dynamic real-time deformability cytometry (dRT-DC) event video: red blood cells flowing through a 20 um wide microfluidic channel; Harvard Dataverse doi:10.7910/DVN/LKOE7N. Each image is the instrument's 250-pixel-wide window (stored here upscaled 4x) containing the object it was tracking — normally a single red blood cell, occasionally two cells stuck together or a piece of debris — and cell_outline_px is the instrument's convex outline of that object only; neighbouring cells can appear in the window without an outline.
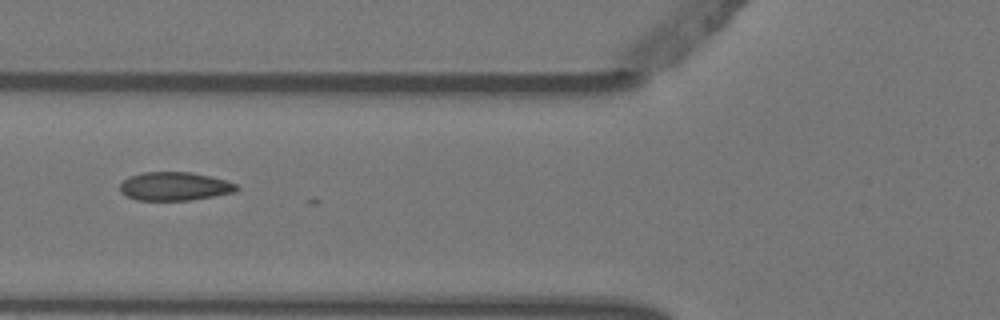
{"species": "Egyptian fruit bat (a non-hibernating species)", "species_latin": "Rousettus aegyptiacus", "temperature_condition": "warm", "stored_images_in_passage": 8, "camera_frame_rate_fps": 3000, "um_per_image_px": 0.085, "animal": {"sex": "female"}, "frame": {"image": 1, "passage_image": 5, "time_ms": 1.333, "image_size_px": [1000, 320], "cell_outline_px": [[240, 188], [236, 192], [188, 200], [136, 200], [120, 192], [120, 184], [128, 176], [144, 172], [192, 172], [224, 180], [236, 184]], "centroid_in_image_um": [14.82, 15.83], "position_along_channel_um": 111.0, "area_um2": 19.25}}
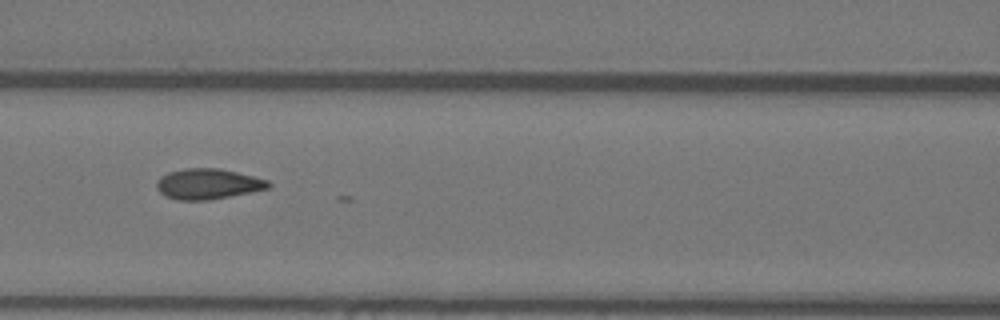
{"frame": {"image": 2, "passage_image": 6, "time_ms": 1.667, "image_size_px": [1000, 320], "cell_outline_px": [[272, 184], [268, 188], [208, 200], [176, 200], [164, 196], [156, 188], [156, 180], [160, 176], [168, 172], [184, 168], [220, 168], [268, 180]], "centroid_in_image_um": [17.6, 15.63], "position_along_channel_um": 149.0, "area_um2": 19.83}}
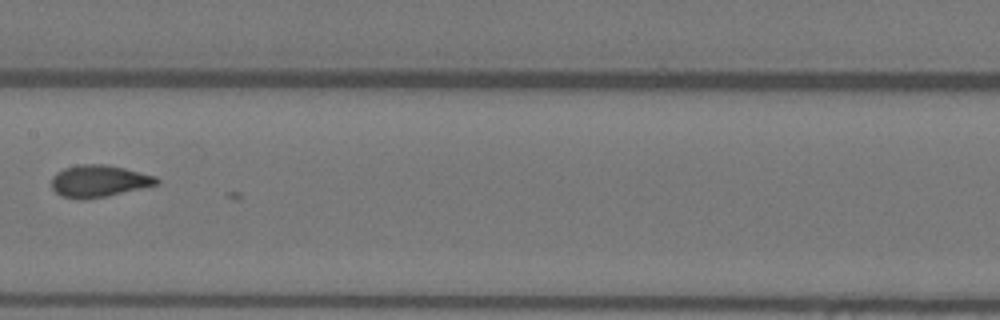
{"frame": {"image": 3, "passage_image": 7, "time_ms": 2.0, "image_size_px": [1000, 320], "cell_outline_px": [[160, 184], [104, 196], [84, 200], [80, 200], [60, 196], [52, 188], [52, 176], [56, 172], [64, 168], [80, 164], [104, 164], [124, 168], [156, 176], [160, 180]], "centroid_in_image_um": [8.39, 15.39], "position_along_channel_um": 199.0, "area_um2": 19.59}}